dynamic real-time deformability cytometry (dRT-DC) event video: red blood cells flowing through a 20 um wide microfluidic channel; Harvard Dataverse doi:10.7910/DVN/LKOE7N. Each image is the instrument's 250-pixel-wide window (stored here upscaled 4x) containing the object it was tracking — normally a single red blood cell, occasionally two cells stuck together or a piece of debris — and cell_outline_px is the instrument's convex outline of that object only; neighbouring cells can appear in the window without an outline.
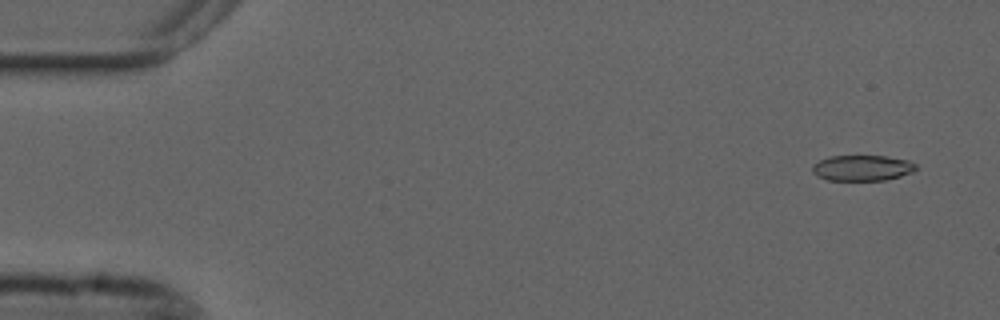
{"species": "common noctule bat (a hibernating species)", "species_latin": "Nyctalus noctula", "temperature_condition": "cold", "stored_images_in_passage": 55, "camera_frame_rate_fps": 3000, "um_per_image_px": 0.085, "animal": {"sex": "male", "forearm_length_mm": 52.5}, "frame": {"image": 1, "passage_image": 3, "time_ms": 0.667, "image_size_px": [1000, 320], "cell_outline_px": [[916, 168], [912, 172], [900, 176], [884, 180], [828, 180], [816, 176], [812, 172], [812, 164], [828, 156], [888, 156], [908, 160], [916, 164]], "centroid_in_image_um": [73.26, 14.27], "position_along_channel_um": 11.7, "area_um2": 15.55}}
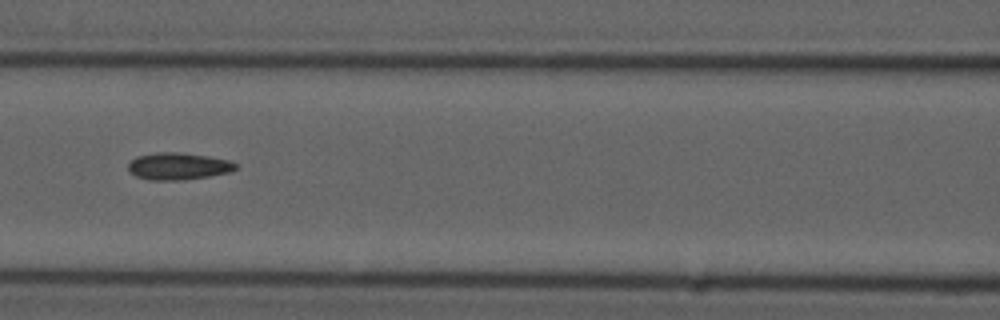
{"frame": {"image": 2, "passage_image": 24, "time_ms": 7.667, "image_size_px": [1000, 320], "cell_outline_px": [[236, 168], [232, 172], [184, 180], [152, 180], [136, 176], [128, 168], [128, 164], [136, 156], [160, 152], [176, 152], [208, 156], [228, 160], [236, 164]], "centroid_in_image_um": [15.16, 14.13], "position_along_channel_um": 151.4, "area_um2": 16.76}}
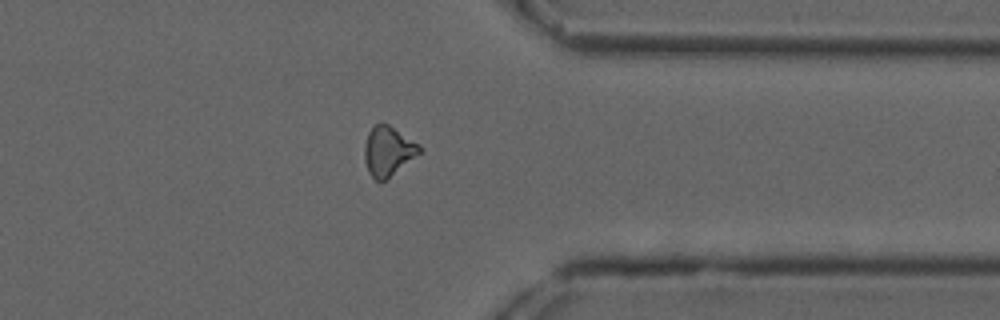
{"frame": {"image": 3, "passage_image": 43, "time_ms": 14.0, "image_size_px": [1000, 320], "cell_outline_px": [[424, 148], [420, 152], [384, 180], [376, 180], [368, 172], [364, 160], [364, 144], [368, 132], [376, 124], [388, 124], [420, 144]], "centroid_in_image_um": [32.97, 12.82], "position_along_channel_um": 378.4, "area_um2": 15.55}, "authors_computed_cell_mechanics": {"area_um2": 16.0684, "velocity_mm_per_s": 3.7021, "shape_relaxation_time_tau1_ms": null, "shape_relaxation_time_tau2_ms": 4.446, "deformation_change_tau1": null, "deformation_change_tau2": 0.112}}